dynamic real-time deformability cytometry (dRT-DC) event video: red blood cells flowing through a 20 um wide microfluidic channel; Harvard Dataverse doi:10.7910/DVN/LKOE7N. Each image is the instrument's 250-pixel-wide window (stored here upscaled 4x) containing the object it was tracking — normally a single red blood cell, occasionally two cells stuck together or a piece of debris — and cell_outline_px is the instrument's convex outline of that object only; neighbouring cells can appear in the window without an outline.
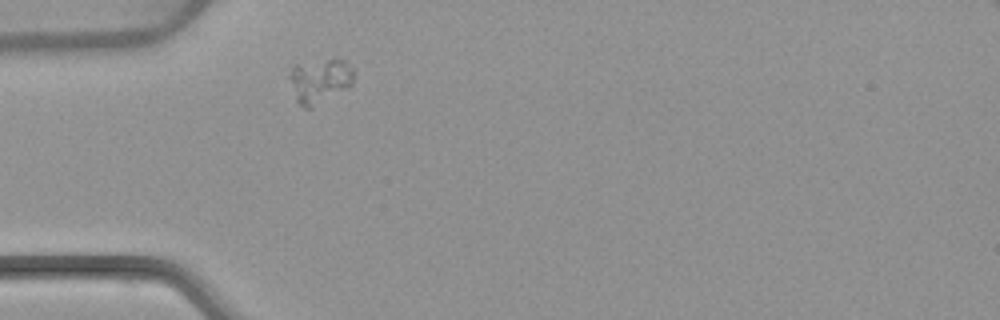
{"species": "common noctule bat (a hibernating species)", "species_latin": "Nyctalus noctula", "temperature_condition": "warm", "stored_images_in_passage": 1, "camera_frame_rate_fps": 3000, "um_per_image_px": 0.085, "animal": {"sex": "female", "body_mass_g": 22.7, "forearm_length_mm": 54.2}, "frame": {"image": 1, "passage_image": 1, "time_ms": 0.0, "image_size_px": [1000, 320], "cell_outline_px": [[352, 84], [348, 88], [312, 108], [304, 108], [296, 100], [288, 76], [292, 64], [328, 60], [348, 60], [352, 68]], "centroid_in_image_um": [27.15, 6.87], "position_along_channel_um": 57.8, "area_um2": 16.65}}